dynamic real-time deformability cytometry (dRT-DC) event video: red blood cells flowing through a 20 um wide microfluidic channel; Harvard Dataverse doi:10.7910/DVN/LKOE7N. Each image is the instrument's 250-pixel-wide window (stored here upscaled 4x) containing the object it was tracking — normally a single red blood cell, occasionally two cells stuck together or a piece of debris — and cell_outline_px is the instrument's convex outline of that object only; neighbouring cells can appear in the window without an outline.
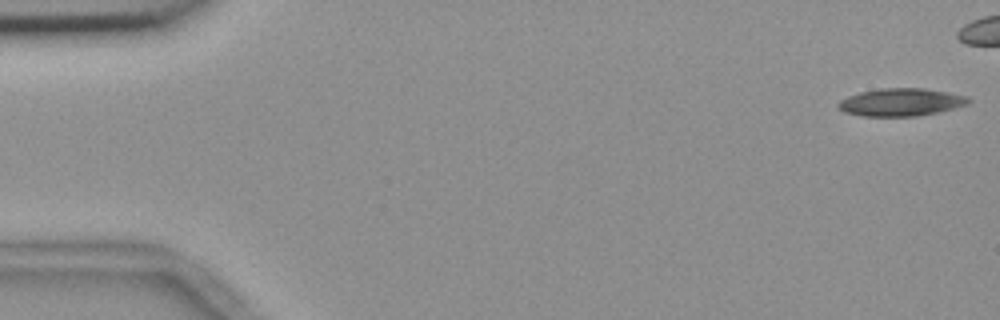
{"species": "common noctule bat (a hibernating species)", "species_latin": "Nyctalus noctula", "temperature_condition": "room temperature", "stored_images_in_passage": 45, "camera_frame_rate_fps": 3000, "um_per_image_px": 0.085, "animal": {"sex": "female", "body_mass_g": 18.4}, "frame": {"image": 1, "passage_image": 1, "time_ms": 0.0, "image_size_px": [1000, 320], "cell_outline_px": [[972, 100], [968, 104], [940, 112], [916, 116], [860, 116], [844, 112], [836, 104], [840, 100], [848, 96], [860, 92], [880, 88], [924, 88], [968, 96]], "centroid_in_image_um": [76.59, 8.69], "position_along_channel_um": 8.4, "area_um2": 21.1}}
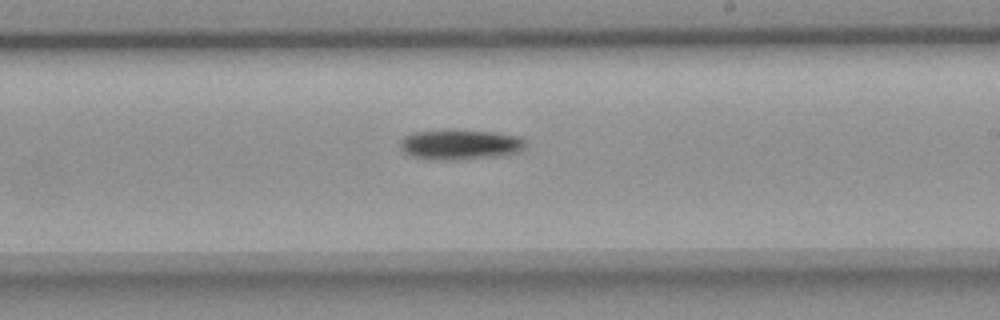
{"frame": {"image": 2, "passage_image": 32, "time_ms": 10.333, "image_size_px": [1000, 320], "cell_outline_px": [[524, 148], [520, 152], [500, 156], [452, 160], [428, 160], [412, 156], [404, 152], [400, 148], [400, 140], [404, 136], [412, 132], [448, 128], [492, 132], [516, 136], [524, 140]], "centroid_in_image_um": [39.04, 12.27], "position_along_channel_um": 250.0, "area_um2": 22.54}}
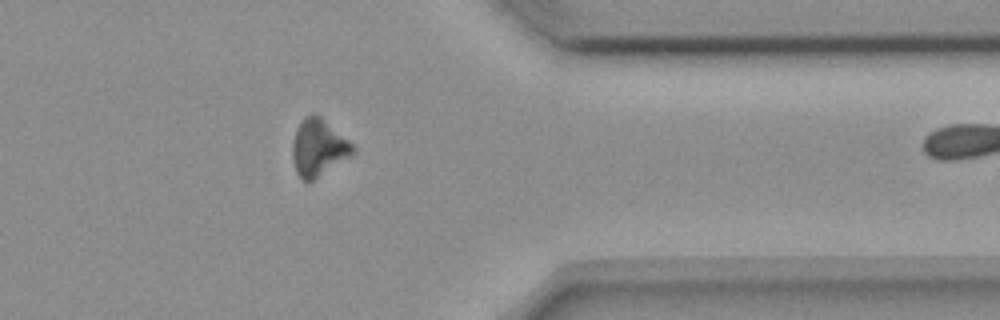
{"frame": {"image": 3, "passage_image": 44, "time_ms": 14.333, "image_size_px": [1000, 320], "cell_outline_px": [[356, 152], [308, 184], [296, 172], [292, 160], [292, 144], [296, 132], [304, 116], [312, 112], [316, 112], [348, 140], [356, 148]], "centroid_in_image_um": [27.06, 12.55], "position_along_channel_um": 384.3, "area_um2": 20.06}}